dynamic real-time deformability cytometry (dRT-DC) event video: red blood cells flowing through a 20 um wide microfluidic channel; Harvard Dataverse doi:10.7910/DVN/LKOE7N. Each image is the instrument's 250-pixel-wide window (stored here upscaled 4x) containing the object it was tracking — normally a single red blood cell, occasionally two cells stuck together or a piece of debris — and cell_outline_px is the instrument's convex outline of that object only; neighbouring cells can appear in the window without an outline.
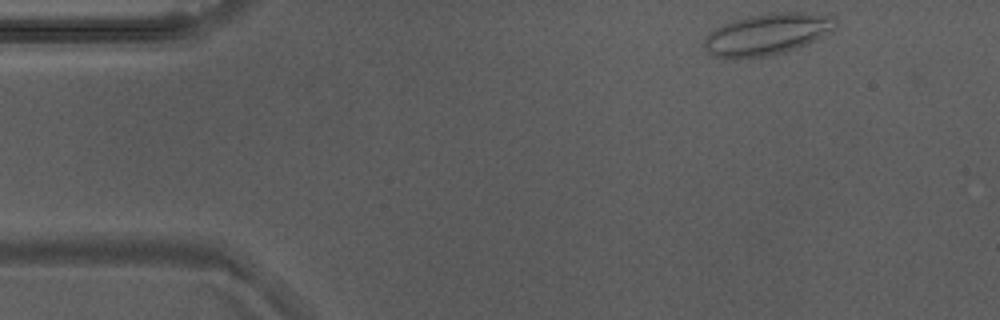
{"species": "Egyptian fruit bat (a non-hibernating species)", "species_latin": "Rousettus aegyptiacus", "temperature_condition": "warm", "stored_images_in_passage": 48, "camera_frame_rate_fps": 3000, "um_per_image_px": 0.085, "animal": {"sex": "male"}, "frame": {"image": 1, "passage_image": 1, "time_ms": 0.0, "image_size_px": [1000, 320], "cell_outline_px": [[836, 24], [832, 28], [820, 36], [796, 48], [764, 56], [732, 60], [712, 56], [704, 48], [704, 40], [708, 32], [732, 20], [748, 16], [768, 12], [800, 12], [832, 16], [836, 20]], "centroid_in_image_um": [65.09, 2.91], "position_along_channel_um": 19.9, "area_um2": 31.44}}
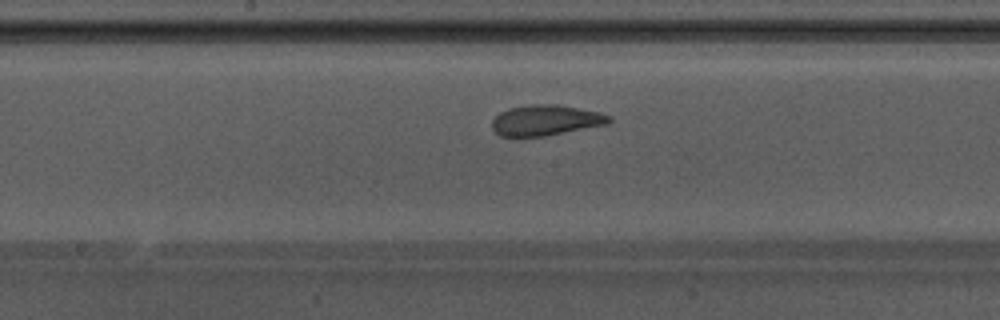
{"frame": {"image": 2, "passage_image": 22, "time_ms": 7.0, "image_size_px": [1000, 320], "cell_outline_px": [[612, 120], [608, 124], [544, 136], [516, 140], [500, 136], [492, 128], [492, 120], [500, 112], [508, 108], [532, 104], [560, 104], [596, 112], [612, 116]], "centroid_in_image_um": [46.31, 10.26], "position_along_channel_um": 201.9, "area_um2": 21.39}}
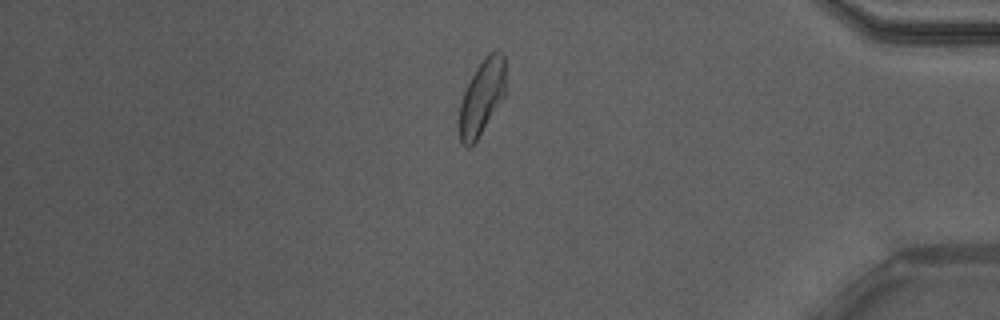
{"frame": {"image": 3, "passage_image": 40, "time_ms": 13.0, "image_size_px": [1000, 320], "cell_outline_px": [[508, 92], [476, 140], [468, 148], [460, 144], [460, 104], [464, 92], [476, 68], [484, 56], [488, 52], [496, 48], [500, 48], [504, 52]], "centroid_in_image_um": [41.04, 8.16], "position_along_channel_um": 394.2, "area_um2": 20.87}, "authors_computed_cell_mechanics": {"area_um2": 21.6461, "velocity_mm_per_s": 3.7893, "shape_relaxation_time_tau1_ms": 4.6058, "shape_relaxation_time_tau2_ms": 1.4376, "deformation_change_tau1": 0.1366, "deformation_change_tau2": 0.0657}}